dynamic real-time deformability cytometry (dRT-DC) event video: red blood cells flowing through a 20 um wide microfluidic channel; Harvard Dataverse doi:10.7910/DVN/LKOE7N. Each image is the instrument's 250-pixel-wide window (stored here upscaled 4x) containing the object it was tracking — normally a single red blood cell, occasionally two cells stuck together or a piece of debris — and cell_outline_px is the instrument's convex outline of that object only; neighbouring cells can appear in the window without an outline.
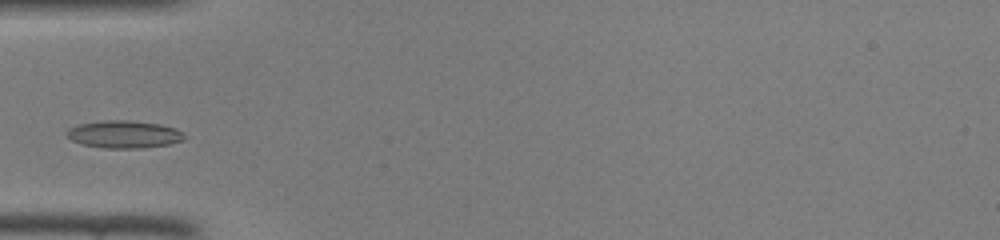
{"species": "common noctule bat (a hibernating species)", "species_latin": "Nyctalus noctula", "temperature_condition": "room temperature", "stored_images_in_passage": 32, "camera_frame_rate_fps": 3000, "um_per_image_px": 0.085, "animal": {"sex": "female", "body_mass_g": 22.0, "forearm_length_mm": 56.7}, "frame": {"image": 1, "passage_image": 1, "time_ms": 0.0, "image_size_px": [1000, 240], "cell_outline_px": [[188, 136], [184, 140], [168, 144], [144, 148], [104, 148], [84, 144], [72, 140], [64, 132], [68, 128], [76, 124], [100, 120], [128, 120], [160, 124], [176, 128]], "centroid_in_image_um": [10.54, 11.4], "position_along_channel_um": 74.5, "area_um2": 19.07}}
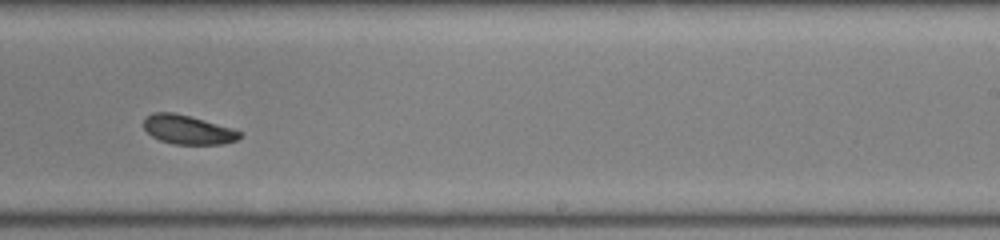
{"frame": {"image": 2, "passage_image": 15, "time_ms": 4.667, "image_size_px": [1000, 240], "cell_outline_px": [[244, 132], [236, 140], [224, 144], [172, 144], [160, 140], [152, 136], [144, 128], [144, 120], [152, 112], [176, 112], [232, 128]], "centroid_in_image_um": [15.98, 11.02], "position_along_channel_um": 273.0, "area_um2": 16.24}}
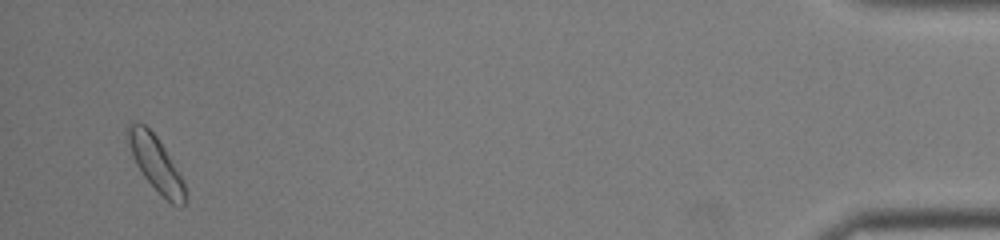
{"frame": {"image": 3, "passage_image": 31, "time_ms": 10.0, "image_size_px": [1000, 240], "cell_outline_px": [[188, 196], [184, 204], [180, 208], [172, 204], [144, 176], [136, 164], [132, 156], [124, 132], [128, 124], [144, 124], [156, 136], [164, 148], [184, 180]], "centroid_in_image_um": [13.26, 13.91], "position_along_channel_um": 421.9, "area_um2": 18.21}}